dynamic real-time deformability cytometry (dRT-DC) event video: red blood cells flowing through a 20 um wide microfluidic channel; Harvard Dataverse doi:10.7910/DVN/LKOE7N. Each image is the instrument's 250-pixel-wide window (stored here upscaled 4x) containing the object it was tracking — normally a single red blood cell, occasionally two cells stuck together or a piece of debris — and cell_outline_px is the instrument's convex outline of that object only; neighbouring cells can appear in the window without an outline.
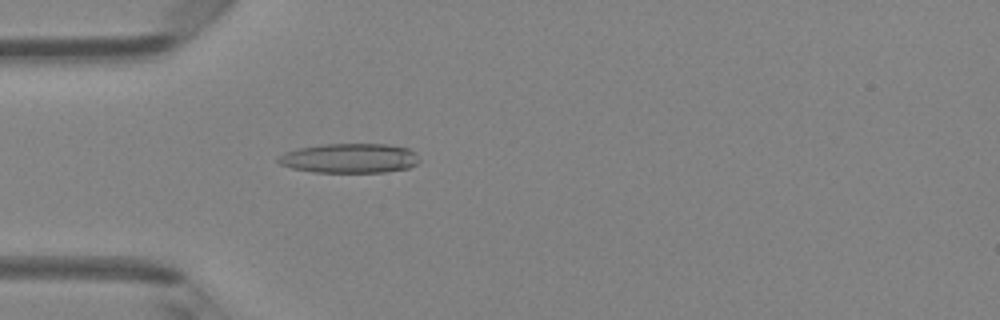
{"species": "Egyptian fruit bat (a non-hibernating species)", "species_latin": "Rousettus aegyptiacus", "temperature_condition": "room temperature", "stored_images_in_passage": 4, "camera_frame_rate_fps": 3000, "um_per_image_px": 0.085, "animal": {"sex": "female"}, "frame": {"image": 1, "passage_image": 4, "time_ms": 1.0, "image_size_px": [1000, 320], "cell_outline_px": [[420, 160], [416, 164], [408, 168], [384, 172], [312, 172], [292, 168], [280, 164], [276, 160], [276, 156], [284, 152], [300, 148], [324, 144], [388, 144], [408, 148], [416, 152]], "centroid_in_image_um": [29.71, 13.45], "position_along_channel_um": 55.3, "area_um2": 24.45}}